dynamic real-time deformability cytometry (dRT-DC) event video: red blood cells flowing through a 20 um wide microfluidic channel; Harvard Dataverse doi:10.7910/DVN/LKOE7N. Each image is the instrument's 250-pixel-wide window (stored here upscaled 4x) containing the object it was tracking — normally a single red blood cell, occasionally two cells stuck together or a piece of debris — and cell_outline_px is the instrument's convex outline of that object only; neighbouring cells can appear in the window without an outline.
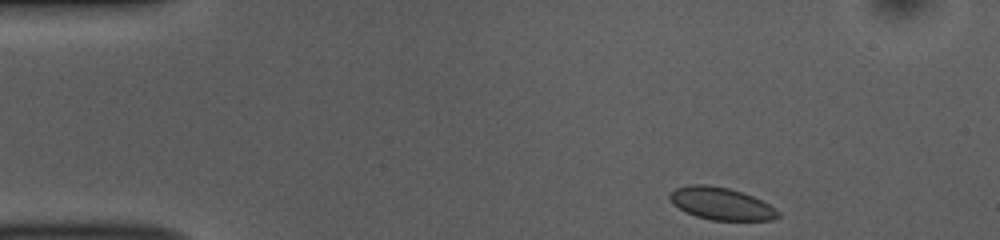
{"species": "common noctule bat (a hibernating species)", "species_latin": "Nyctalus noctula", "temperature_condition": "room temperature", "stored_images_in_passage": 46, "camera_frame_rate_fps": 3000, "um_per_image_px": 0.085, "animal": {"sex": "female", "body_mass_g": 10.0, "forearm_length_mm": 53.1}, "frame": {"image": 1, "passage_image": 1, "time_ms": 0.0, "image_size_px": [1000, 240], "cell_outline_px": [[780, 216], [772, 220], [712, 220], [696, 216], [684, 212], [672, 204], [668, 196], [668, 192], [676, 188], [688, 184], [708, 184], [728, 188], [752, 196], [776, 208], [780, 212]], "centroid_in_image_um": [61.25, 17.3], "position_along_channel_um": 23.8, "area_um2": 20.58}}
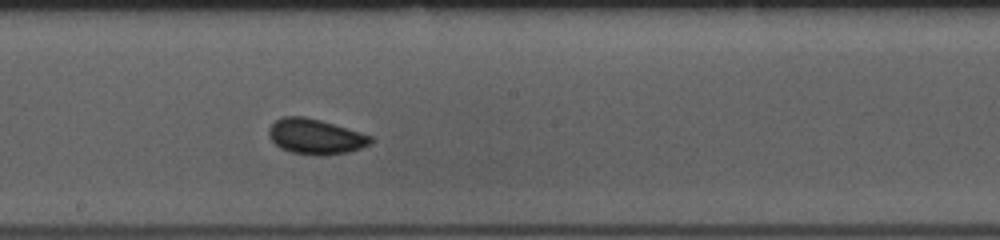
{"frame": {"image": 2, "passage_image": 22, "time_ms": 7.0, "image_size_px": [1000, 240], "cell_outline_px": [[372, 140], [368, 144], [360, 148], [348, 152], [324, 156], [316, 156], [292, 152], [280, 148], [268, 136], [268, 128], [276, 120], [284, 116], [304, 116], [320, 120], [360, 132], [372, 136]], "centroid_in_image_um": [26.78, 11.61], "position_along_channel_um": 221.4, "area_um2": 20.87}}
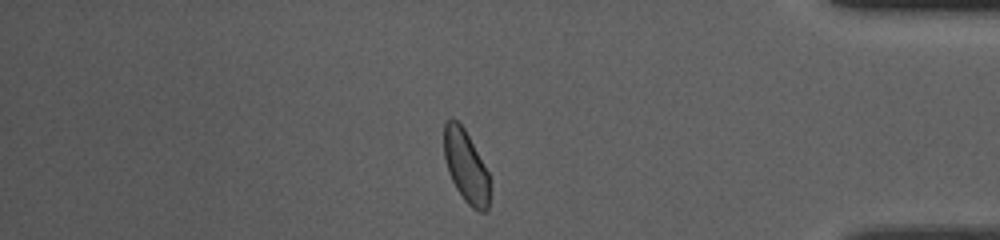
{"frame": {"image": 3, "passage_image": 38, "time_ms": 12.333, "image_size_px": [1000, 240], "cell_outline_px": [[488, 208], [484, 212], [480, 212], [472, 208], [464, 200], [456, 188], [448, 172], [444, 156], [444, 120], [452, 116], [464, 128], [488, 172]], "centroid_in_image_um": [39.56, 14.1], "position_along_channel_um": 395.6, "area_um2": 19.07}, "authors_computed_cell_mechanics": {"area_um2": 20.0277, "velocity_mm_per_s": 3.8368, "shape_relaxation_time_tau1_ms": 2.1524, "shape_relaxation_time_tau2_ms": 1.6276, "deformation_change_tau1": 0.0405, "deformation_change_tau2": 0.0482}}